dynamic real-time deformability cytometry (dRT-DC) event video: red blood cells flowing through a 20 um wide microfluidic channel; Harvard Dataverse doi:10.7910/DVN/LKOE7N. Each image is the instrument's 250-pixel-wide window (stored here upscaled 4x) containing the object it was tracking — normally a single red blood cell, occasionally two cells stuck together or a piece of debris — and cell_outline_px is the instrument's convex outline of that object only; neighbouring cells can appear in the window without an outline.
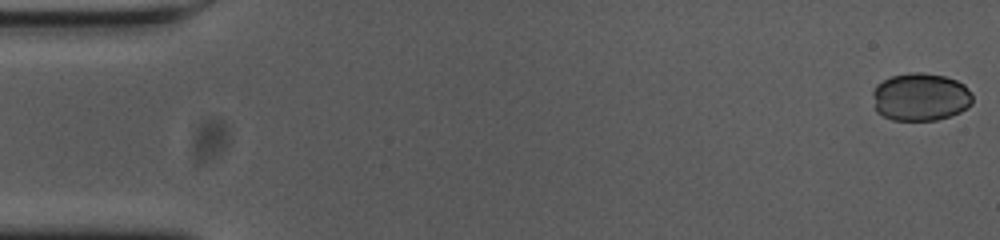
{"species": "common noctule bat (a hibernating species)", "species_latin": "Nyctalus noctula", "temperature_condition": "cold", "stored_images_in_passage": 8, "camera_frame_rate_fps": 3000, "um_per_image_px": 0.085, "animal": {"sex": "female", "body_mass_g": 23.0, "forearm_length_mm": 53.4}, "frame": {"image": 1, "passage_image": 1, "time_ms": 0.0, "image_size_px": [1000, 240], "cell_outline_px": [[972, 104], [968, 108], [960, 112], [936, 120], [892, 120], [876, 112], [872, 92], [876, 84], [892, 76], [912, 72], [920, 72], [944, 76], [956, 80], [964, 84], [972, 92]], "centroid_in_image_um": [78.25, 8.24], "position_along_channel_um": 6.8, "area_um2": 27.98}}